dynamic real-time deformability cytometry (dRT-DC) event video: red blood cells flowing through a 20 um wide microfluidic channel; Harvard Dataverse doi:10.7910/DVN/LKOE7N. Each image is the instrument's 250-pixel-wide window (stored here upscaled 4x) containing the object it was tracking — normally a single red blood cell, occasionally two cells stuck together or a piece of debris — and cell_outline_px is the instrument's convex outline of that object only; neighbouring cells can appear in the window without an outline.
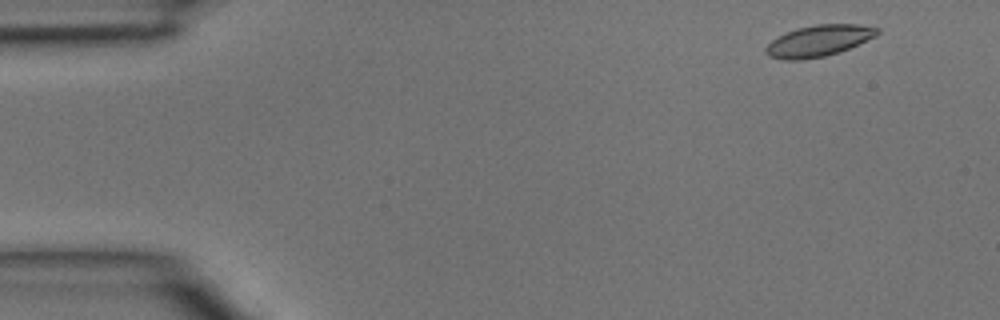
{"species": "common noctule bat (a hibernating species)", "species_latin": "Nyctalus noctula", "temperature_condition": "room temperature", "stored_images_in_passage": 4, "camera_frame_rate_fps": 3000, "um_per_image_px": 0.085, "animal": {"sex": "male", "body_mass_g": 15.6}, "frame": {"image": 1, "passage_image": 1, "time_ms": 0.0, "image_size_px": [1000, 320], "cell_outline_px": [[880, 32], [876, 36], [840, 52], [824, 56], [800, 60], [784, 60], [768, 56], [764, 52], [764, 48], [776, 36], [784, 32], [796, 28], [816, 24], [860, 24], [880, 28]], "centroid_in_image_um": [69.56, 3.46], "position_along_channel_um": 15.4, "area_um2": 20.58}}
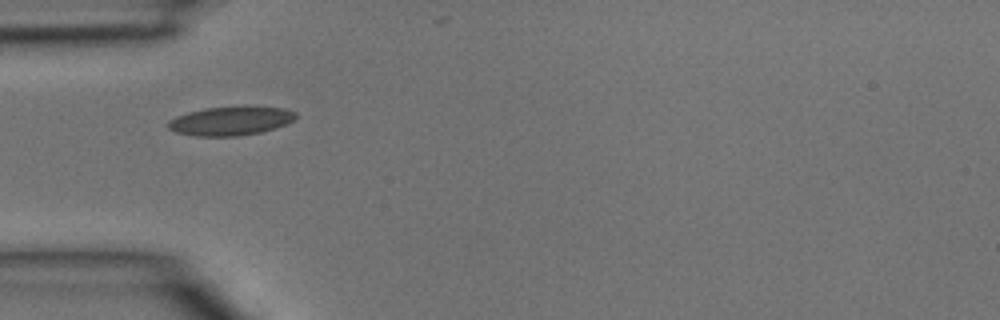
{"frame": {"image": 2, "passage_image": 4, "time_ms": 1.0, "image_size_px": [1000, 320], "cell_outline_px": [[296, 116], [292, 120], [284, 124], [260, 132], [236, 136], [196, 136], [176, 132], [168, 128], [164, 124], [168, 120], [176, 116], [188, 112], [204, 108], [284, 108], [296, 112]], "centroid_in_image_um": [19.49, 10.3], "position_along_channel_um": 65.5, "area_um2": 20.81}}